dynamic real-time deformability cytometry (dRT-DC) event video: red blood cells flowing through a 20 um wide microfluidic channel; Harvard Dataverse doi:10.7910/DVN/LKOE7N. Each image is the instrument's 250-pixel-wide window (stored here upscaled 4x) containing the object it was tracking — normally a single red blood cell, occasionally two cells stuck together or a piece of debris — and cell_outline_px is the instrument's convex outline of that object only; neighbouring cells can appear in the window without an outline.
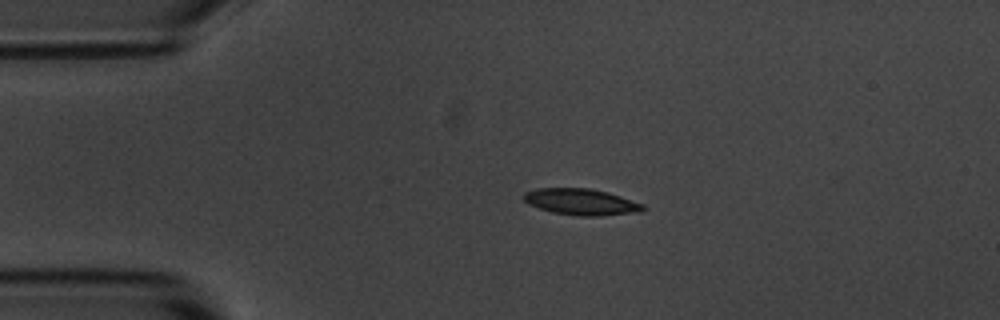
{"species": "common noctule bat (a hibernating species)", "species_latin": "Nyctalus noctula", "temperature_condition": "room temperature", "stored_images_in_passage": 2, "camera_frame_rate_fps": 3000, "um_per_image_px": 0.085, "animal": {"sex": "male", "body_mass_g": 20.1, "forearm_length_mm": 53.5}, "frame": {"image": 1, "passage_image": 1, "time_ms": 0.0, "image_size_px": [1000, 320], "cell_outline_px": [[644, 208], [640, 212], [596, 216], [580, 216], [552, 212], [528, 204], [524, 200], [524, 192], [536, 188], [588, 188], [608, 192], [644, 204]], "centroid_in_image_um": [49.39, 17.15], "position_along_channel_um": 35.6, "area_um2": 18.21}}